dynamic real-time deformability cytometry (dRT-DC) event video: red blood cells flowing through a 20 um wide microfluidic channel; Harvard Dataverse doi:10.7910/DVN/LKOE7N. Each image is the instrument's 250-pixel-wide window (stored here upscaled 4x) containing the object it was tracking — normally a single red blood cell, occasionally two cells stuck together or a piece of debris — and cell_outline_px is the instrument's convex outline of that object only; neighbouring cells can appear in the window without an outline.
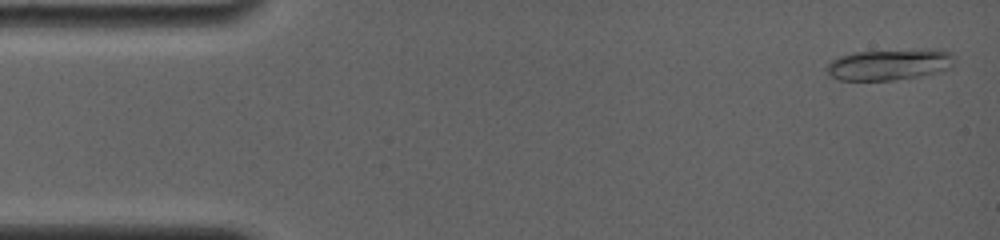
{"species": "common noctule bat (a hibernating species)", "species_latin": "Nyctalus noctula", "temperature_condition": "room temperature", "stored_images_in_passage": 35, "camera_frame_rate_fps": 4000, "um_per_image_px": 0.085, "animal": {"sex": "female", "body_mass_g": 19.0, "forearm_length_mm": 56.7}, "frame": {"image": 1, "passage_image": 1, "time_ms": 0.0, "image_size_px": [1000, 240], "cell_outline_px": [[956, 56], [948, 68], [936, 72], [920, 76], [892, 80], [840, 80], [832, 76], [828, 72], [828, 64], [832, 60], [840, 56], [852, 52], [920, 48], [936, 48], [952, 52]], "centroid_in_image_um": [75.65, 5.45], "position_along_channel_um": 9.3, "area_um2": 23.41}}
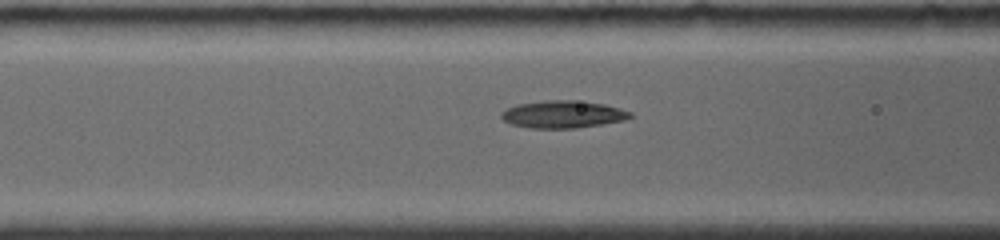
{"frame": {"image": 2, "passage_image": 22, "time_ms": 5.75, "image_size_px": [1000, 240], "cell_outline_px": [[632, 116], [624, 120], [604, 124], [576, 128], [532, 128], [512, 124], [504, 120], [500, 116], [508, 108], [516, 104], [544, 100], [572, 100], [604, 104], [620, 108], [632, 112]], "centroid_in_image_um": [47.88, 9.71], "position_along_channel_um": 118.7, "area_um2": 20.46}}
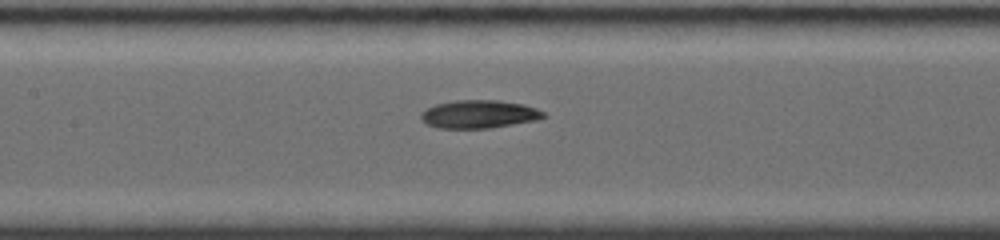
{"frame": {"image": 3, "passage_image": 31, "time_ms": 7.0, "image_size_px": [1000, 240], "cell_outline_px": [[548, 116], [536, 120], [488, 128], [440, 128], [428, 124], [420, 120], [420, 116], [428, 108], [436, 104], [456, 100], [496, 100], [524, 104], [536, 108], [544, 112]], "centroid_in_image_um": [40.74, 9.7], "position_along_channel_um": 166.7, "area_um2": 19.88}}